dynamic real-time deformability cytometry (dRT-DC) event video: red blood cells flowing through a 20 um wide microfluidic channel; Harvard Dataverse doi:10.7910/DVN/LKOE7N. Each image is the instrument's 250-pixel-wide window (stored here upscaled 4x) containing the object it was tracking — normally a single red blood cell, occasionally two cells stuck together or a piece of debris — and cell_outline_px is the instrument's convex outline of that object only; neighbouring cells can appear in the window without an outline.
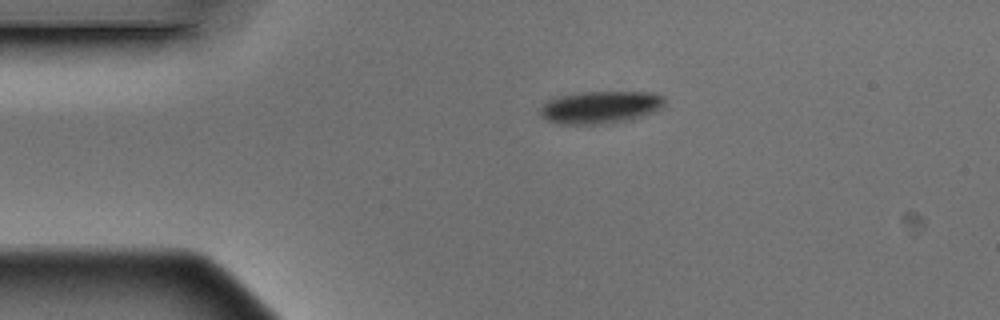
{"species": "Egyptian fruit bat (a non-hibernating species)", "species_latin": "Rousettus aegyptiacus", "temperature_condition": "warm", "stored_images_in_passage": 2, "camera_frame_rate_fps": 3000, "um_per_image_px": 0.085, "animal": {"sex": "male"}, "frame": {"image": 1, "passage_image": 1, "time_ms": 0.0, "image_size_px": [1000, 320], "cell_outline_px": [[664, 108], [628, 120], [600, 124], [556, 124], [540, 116], [540, 108], [548, 100], [560, 96], [580, 92], [656, 92], [664, 96]], "centroid_in_image_um": [51.04, 9.11], "position_along_channel_um": 34.0, "area_um2": 23.58}}